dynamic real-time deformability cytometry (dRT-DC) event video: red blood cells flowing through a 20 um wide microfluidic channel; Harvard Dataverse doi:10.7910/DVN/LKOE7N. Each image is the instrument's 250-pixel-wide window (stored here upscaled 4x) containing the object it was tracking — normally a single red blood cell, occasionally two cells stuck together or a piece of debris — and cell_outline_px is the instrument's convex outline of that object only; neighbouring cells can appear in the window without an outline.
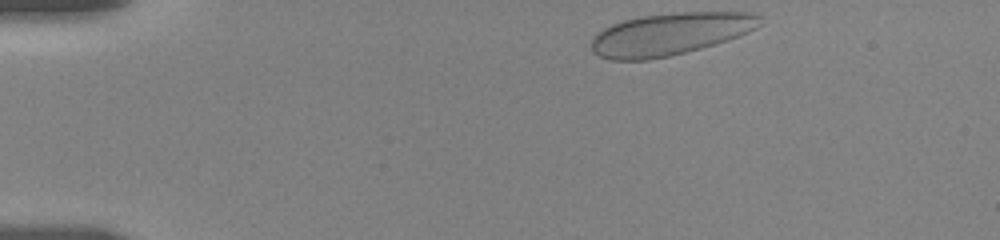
{"species": "human", "species_latin": "Homo sapiens", "temperature_condition": "room temperature", "stored_images_in_passage": 17, "camera_frame_rate_fps": 3000, "um_per_image_px": 0.085, "donor": {"sex": "female"}, "frame": {"image": 1, "passage_image": 1, "time_ms": 0.0, "image_size_px": [1000, 240], "cell_outline_px": [[760, 24], [756, 28], [748, 32], [700, 48], [668, 56], [648, 60], [612, 60], [600, 56], [592, 52], [592, 36], [596, 32], [612, 24], [624, 20], [640, 16], [672, 12], [752, 12], [760, 16]], "centroid_in_image_um": [56.9, 2.88], "position_along_channel_um": 28.1, "area_um2": 41.33}}
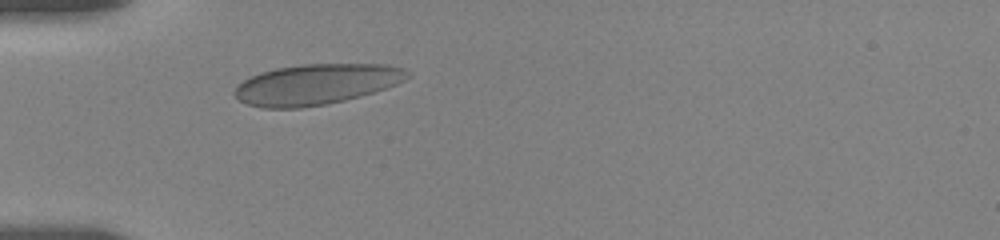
{"frame": {"image": 2, "passage_image": 16, "time_ms": 2.667, "image_size_px": [1000, 240], "cell_outline_px": [[408, 76], [404, 80], [396, 84], [360, 96], [344, 100], [324, 104], [300, 108], [264, 108], [248, 104], [240, 100], [232, 92], [236, 84], [260, 72], [276, 68], [304, 64], [388, 64], [404, 68], [408, 72]], "centroid_in_image_um": [26.85, 7.16], "position_along_channel_um": 58.2, "area_um2": 40.63}}